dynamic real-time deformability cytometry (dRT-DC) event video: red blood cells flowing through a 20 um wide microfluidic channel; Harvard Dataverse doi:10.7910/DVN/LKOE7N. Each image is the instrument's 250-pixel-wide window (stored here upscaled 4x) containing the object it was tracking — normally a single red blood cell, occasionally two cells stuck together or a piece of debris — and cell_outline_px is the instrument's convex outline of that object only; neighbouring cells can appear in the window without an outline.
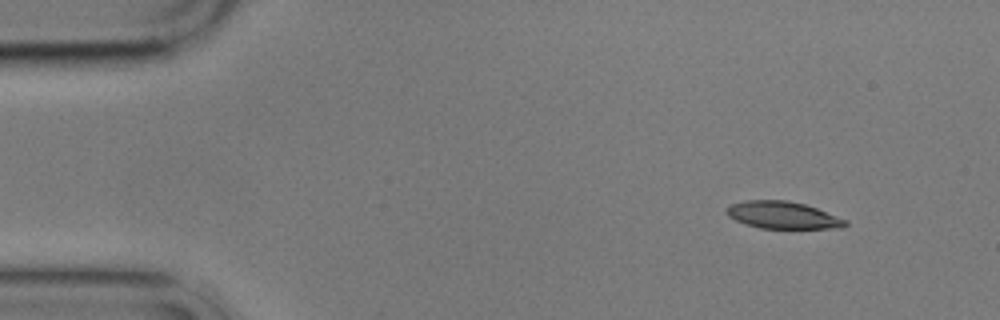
{"species": "common noctule bat (a hibernating species)", "species_latin": "Nyctalus noctula", "temperature_condition": "cold", "stored_images_in_passage": 6, "camera_frame_rate_fps": 3000, "um_per_image_px": 0.085, "animal": {"sex": "male", "body_mass_g": 17.9}, "frame": {"image": 1, "passage_image": 1, "time_ms": 0.0, "image_size_px": [1000, 320], "cell_outline_px": [[848, 224], [844, 228], [760, 228], [736, 220], [728, 216], [724, 212], [724, 208], [732, 204], [744, 200], [788, 200], [804, 204], [816, 208], [848, 220]], "centroid_in_image_um": [66.53, 18.28], "position_along_channel_um": 18.5, "area_um2": 18.84}}
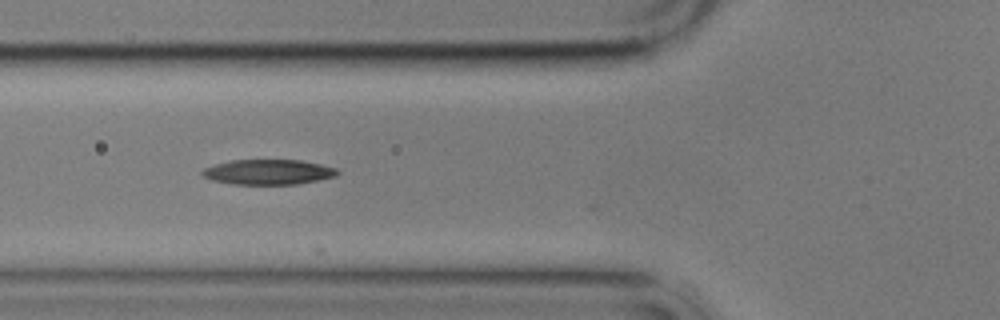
{"frame": {"image": 2, "passage_image": 5, "time_ms": 5.0, "image_size_px": [1000, 320], "cell_outline_px": [[340, 172], [336, 176], [296, 184], [232, 184], [212, 180], [204, 176], [200, 172], [204, 168], [216, 164], [232, 160], [300, 160], [320, 164], [336, 168]], "centroid_in_image_um": [22.8, 14.62], "position_along_channel_um": 103.0, "area_um2": 19.59}}
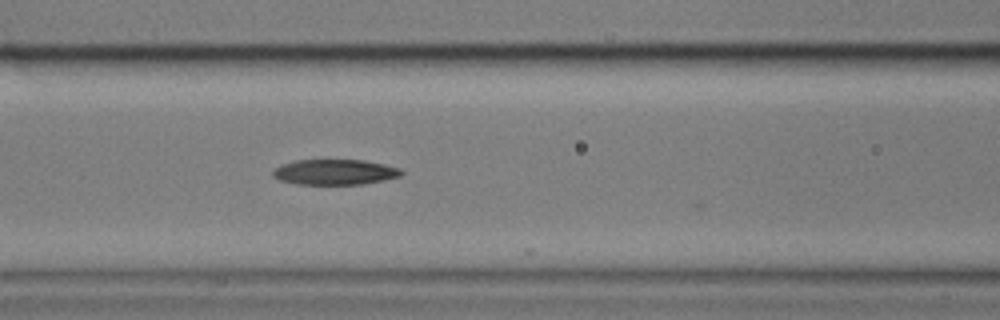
{"frame": {"image": 3, "passage_image": 6, "time_ms": 6.0, "image_size_px": [1000, 320], "cell_outline_px": [[404, 172], [400, 176], [384, 180], [364, 184], [296, 184], [280, 180], [272, 176], [272, 172], [280, 164], [296, 160], [364, 160], [384, 164], [400, 168]], "centroid_in_image_um": [28.46, 14.62], "position_along_channel_um": 138.1, "area_um2": 19.07}}